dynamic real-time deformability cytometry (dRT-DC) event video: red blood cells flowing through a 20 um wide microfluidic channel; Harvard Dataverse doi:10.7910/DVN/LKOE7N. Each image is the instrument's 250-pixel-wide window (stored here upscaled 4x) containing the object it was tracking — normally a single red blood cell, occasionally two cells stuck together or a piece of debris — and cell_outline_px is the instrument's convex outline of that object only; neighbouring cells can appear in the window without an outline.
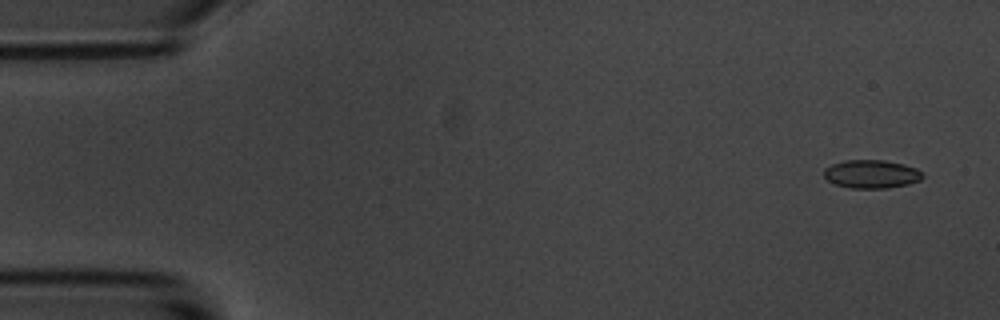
{"species": "common noctule bat (a hibernating species)", "species_latin": "Nyctalus noctula", "temperature_condition": "room temperature", "stored_images_in_passage": 5, "camera_frame_rate_fps": 3000, "um_per_image_px": 0.085, "animal": {"sex": "male", "body_mass_g": 20.1, "forearm_length_mm": 53.5}, "frame": {"image": 1, "passage_image": 1, "time_ms": 0.0, "image_size_px": [1000, 320], "cell_outline_px": [[924, 176], [920, 180], [908, 184], [888, 188], [848, 188], [836, 184], [828, 180], [824, 176], [824, 168], [832, 164], [844, 160], [884, 160], [904, 164], [916, 168]], "centroid_in_image_um": [74.06, 14.79], "position_along_channel_um": 10.9, "area_um2": 16.3}}
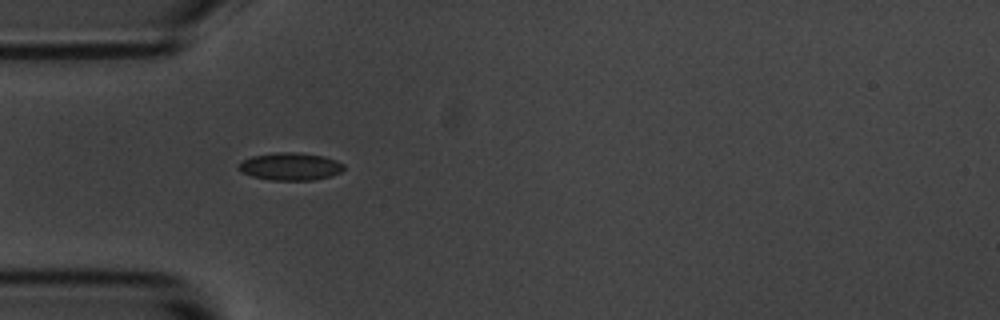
{"frame": {"image": 2, "passage_image": 5, "time_ms": 4.667, "image_size_px": [1000, 320], "cell_outline_px": [[344, 168], [340, 172], [332, 176], [312, 180], [272, 180], [252, 176], [240, 172], [236, 168], [236, 164], [252, 156], [276, 152], [296, 152], [324, 156], [336, 160], [344, 164]], "centroid_in_image_um": [24.65, 14.15], "position_along_channel_um": 60.4, "area_um2": 17.05}}